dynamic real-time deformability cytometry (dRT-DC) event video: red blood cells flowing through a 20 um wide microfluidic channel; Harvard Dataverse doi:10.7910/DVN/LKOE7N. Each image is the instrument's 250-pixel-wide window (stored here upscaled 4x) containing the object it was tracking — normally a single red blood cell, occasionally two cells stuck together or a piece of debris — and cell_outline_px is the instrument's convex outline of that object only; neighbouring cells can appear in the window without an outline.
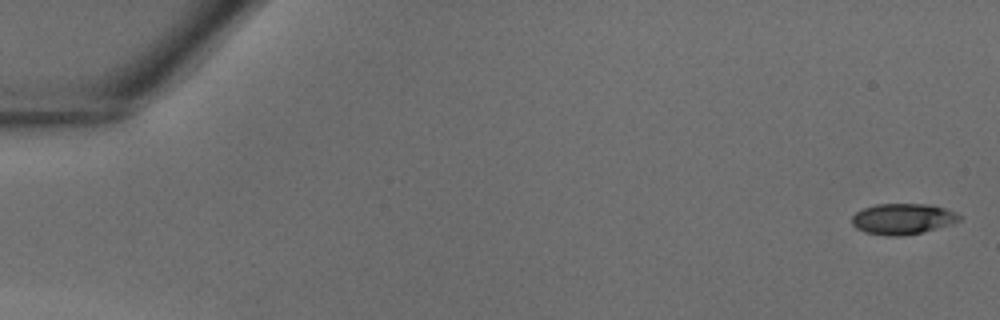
{"species": "common noctule bat (a hibernating species)", "species_latin": "Nyctalus noctula", "temperature_condition": "warm", "stored_images_in_passage": 40, "camera_frame_rate_fps": 3000, "um_per_image_px": 0.085, "animal": {"sex": "male", "body_mass_g": 18.8}, "frame": {"image": 1, "passage_image": 1, "time_ms": 0.0, "image_size_px": [1000, 320], "cell_outline_px": [[964, 216], [960, 220], [952, 224], [924, 232], [900, 236], [888, 236], [864, 232], [856, 228], [852, 224], [852, 216], [856, 212], [864, 208], [876, 204], [924, 204], [944, 208], [956, 212]], "centroid_in_image_um": [76.75, 18.61], "position_along_channel_um": 8.3, "area_um2": 19.42}}
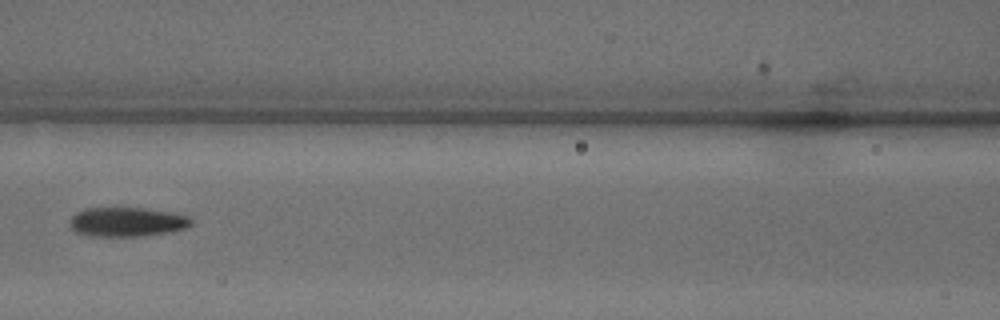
{"frame": {"image": 2, "passage_image": 19, "time_ms": 6.0, "image_size_px": [1000, 320], "cell_outline_px": [[192, 224], [184, 228], [172, 232], [140, 236], [88, 236], [76, 232], [72, 228], [72, 216], [76, 212], [84, 208], [148, 208], [172, 212], [188, 216], [192, 220]], "centroid_in_image_um": [10.82, 18.86], "position_along_channel_um": 155.8, "area_um2": 20.75}}
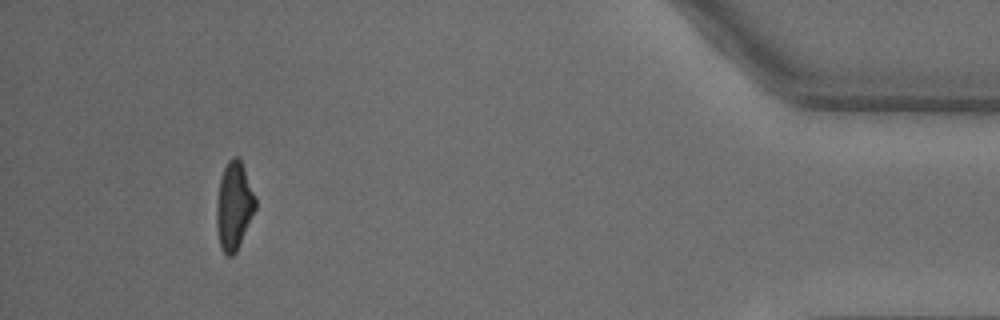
{"frame": {"image": 3, "passage_image": 38, "time_ms": 12.333, "image_size_px": [1000, 320], "cell_outline_px": [[256, 208], [240, 244], [236, 252], [232, 256], [228, 256], [220, 248], [216, 228], [216, 208], [220, 180], [224, 168], [228, 160], [232, 156], [236, 156], [240, 160], [244, 168], [256, 196]], "centroid_in_image_um": [19.89, 17.52], "position_along_channel_um": 415.3, "area_um2": 19.94}}